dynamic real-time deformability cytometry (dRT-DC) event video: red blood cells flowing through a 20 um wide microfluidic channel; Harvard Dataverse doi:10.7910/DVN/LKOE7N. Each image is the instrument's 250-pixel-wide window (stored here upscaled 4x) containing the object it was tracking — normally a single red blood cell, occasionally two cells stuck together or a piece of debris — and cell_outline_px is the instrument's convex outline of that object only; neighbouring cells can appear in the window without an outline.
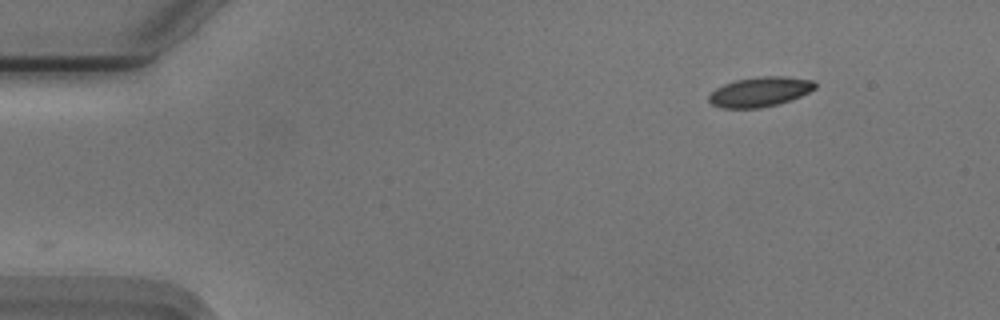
{"species": "Egyptian fruit bat (a non-hibernating species)", "species_latin": "Rousettus aegyptiacus", "temperature_condition": "cold", "stored_images_in_passage": 49, "camera_frame_rate_fps": 3000, "um_per_image_px": 0.085, "animal": {"sex": "male"}, "frame": {"image": 1, "passage_image": 1, "time_ms": 0.0, "image_size_px": [1000, 320], "cell_outline_px": [[816, 88], [792, 100], [760, 108], [720, 108], [712, 104], [708, 100], [708, 96], [716, 88], [724, 84], [736, 80], [764, 76], [784, 76], [816, 80]], "centroid_in_image_um": [64.61, 7.8], "position_along_channel_um": 20.4, "area_um2": 18.44}}
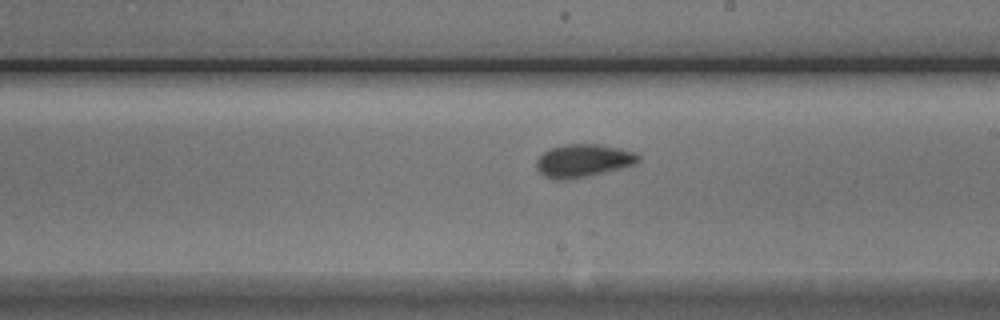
{"frame": {"image": 2, "passage_image": 26, "time_ms": 8.333, "image_size_px": [1000, 320], "cell_outline_px": [[640, 160], [636, 164], [572, 180], [552, 180], [544, 176], [536, 168], [536, 160], [544, 152], [552, 148], [564, 144], [600, 144], [620, 148], [632, 152], [640, 156]], "centroid_in_image_um": [49.55, 13.67], "position_along_channel_um": 239.5, "area_um2": 19.65}}
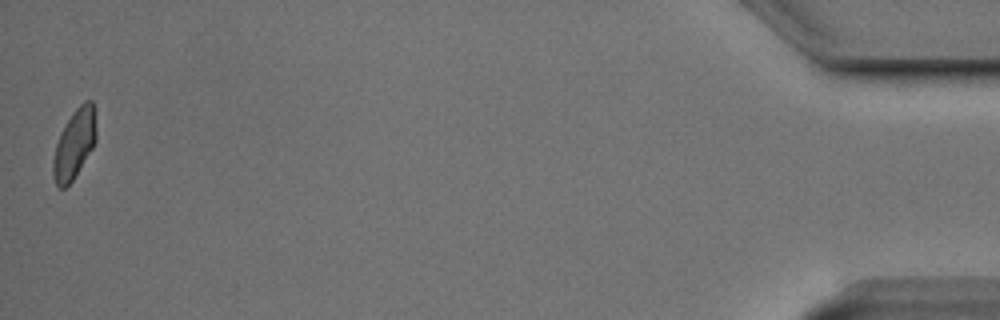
{"frame": {"image": 3, "passage_image": 49, "time_ms": 16.0, "image_size_px": [1000, 320], "cell_outline_px": [[96, 140], [92, 148], [72, 180], [64, 188], [60, 188], [56, 184], [52, 176], [52, 160], [56, 144], [60, 132], [72, 112], [84, 100], [92, 100], [96, 108]], "centroid_in_image_um": [6.33, 12.18], "position_along_channel_um": 428.9, "area_um2": 17.57}, "authors_computed_cell_mechanics": {"area_um2": 18.4382, "velocity_mm_per_s": 3.7168, "shape_relaxation_time_tau1_ms": null, "shape_relaxation_time_tau2_ms": 1.3225, "deformation_change_tau1": null, "deformation_change_tau2": 0.0569}}